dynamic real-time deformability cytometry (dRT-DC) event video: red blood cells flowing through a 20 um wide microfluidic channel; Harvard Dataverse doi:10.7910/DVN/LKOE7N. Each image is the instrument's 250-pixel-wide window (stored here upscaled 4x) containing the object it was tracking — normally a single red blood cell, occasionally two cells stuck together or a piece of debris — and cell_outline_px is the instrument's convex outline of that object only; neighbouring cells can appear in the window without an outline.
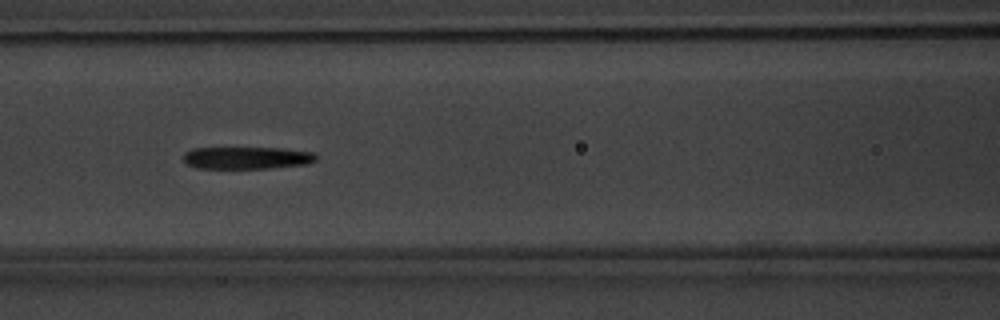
{"species": "common noctule bat (a hibernating species)", "species_latin": "Nyctalus noctula", "temperature_condition": "warm", "stored_images_in_passage": 7, "camera_frame_rate_fps": 3000, "um_per_image_px": 0.085, "animal": {"sex": "male", "body_mass_g": 20.1, "forearm_length_mm": 53.5}, "frame": {"image": 1, "passage_image": 5, "time_ms": 5.333, "image_size_px": [1000, 320], "cell_outline_px": [[316, 160], [308, 164], [272, 168], [196, 168], [188, 164], [184, 160], [184, 152], [192, 148], [284, 148], [312, 152], [316, 156]], "centroid_in_image_um": [20.99, 13.41], "position_along_channel_um": 145.6, "area_um2": 17.22}}
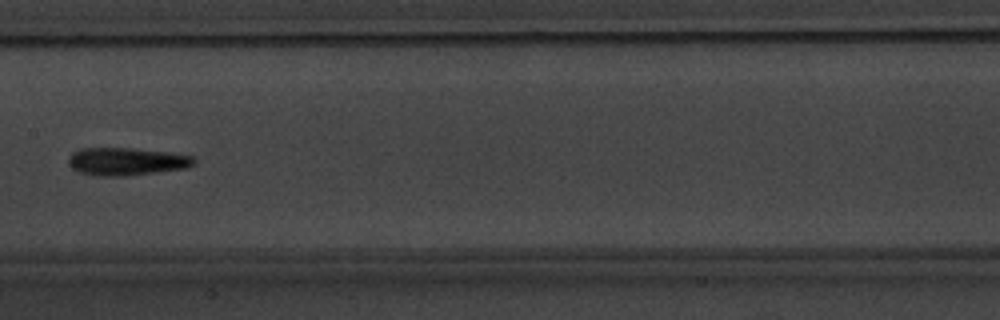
{"frame": {"image": 2, "passage_image": 6, "time_ms": 6.667, "image_size_px": [1000, 320], "cell_outline_px": [[196, 164], [188, 168], [124, 176], [92, 176], [80, 172], [72, 168], [68, 164], [68, 156], [72, 152], [80, 148], [132, 148], [168, 152], [196, 156]], "centroid_in_image_um": [10.76, 13.72], "position_along_channel_um": 196.6, "area_um2": 20.63}}